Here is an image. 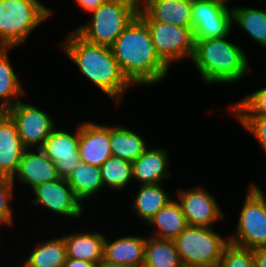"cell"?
Segmentation results:
<instances>
[{"mask_svg": "<svg viewBox=\"0 0 266 267\" xmlns=\"http://www.w3.org/2000/svg\"><path fill=\"white\" fill-rule=\"evenodd\" d=\"M114 58L133 85H155L170 68L157 55L146 23L137 15L111 46Z\"/></svg>", "mask_w": 266, "mask_h": 267, "instance_id": "cell-1", "label": "cell"}, {"mask_svg": "<svg viewBox=\"0 0 266 267\" xmlns=\"http://www.w3.org/2000/svg\"><path fill=\"white\" fill-rule=\"evenodd\" d=\"M60 44L59 48L76 64L81 74L115 103L120 104L129 88L134 87L123 75L111 47L91 44L73 30Z\"/></svg>", "mask_w": 266, "mask_h": 267, "instance_id": "cell-2", "label": "cell"}, {"mask_svg": "<svg viewBox=\"0 0 266 267\" xmlns=\"http://www.w3.org/2000/svg\"><path fill=\"white\" fill-rule=\"evenodd\" d=\"M228 37L194 39L191 62L207 85H232L248 72L250 64L244 47L230 42Z\"/></svg>", "mask_w": 266, "mask_h": 267, "instance_id": "cell-3", "label": "cell"}, {"mask_svg": "<svg viewBox=\"0 0 266 267\" xmlns=\"http://www.w3.org/2000/svg\"><path fill=\"white\" fill-rule=\"evenodd\" d=\"M138 11L139 0H106L73 31L91 44L111 47Z\"/></svg>", "mask_w": 266, "mask_h": 267, "instance_id": "cell-4", "label": "cell"}, {"mask_svg": "<svg viewBox=\"0 0 266 267\" xmlns=\"http://www.w3.org/2000/svg\"><path fill=\"white\" fill-rule=\"evenodd\" d=\"M53 12L39 0H0V47L22 45Z\"/></svg>", "mask_w": 266, "mask_h": 267, "instance_id": "cell-5", "label": "cell"}, {"mask_svg": "<svg viewBox=\"0 0 266 267\" xmlns=\"http://www.w3.org/2000/svg\"><path fill=\"white\" fill-rule=\"evenodd\" d=\"M173 241L183 267H218L229 244L214 227L189 225Z\"/></svg>", "mask_w": 266, "mask_h": 267, "instance_id": "cell-6", "label": "cell"}, {"mask_svg": "<svg viewBox=\"0 0 266 267\" xmlns=\"http://www.w3.org/2000/svg\"><path fill=\"white\" fill-rule=\"evenodd\" d=\"M252 182L246 190L235 233L229 243L248 249L266 246V194Z\"/></svg>", "mask_w": 266, "mask_h": 267, "instance_id": "cell-7", "label": "cell"}, {"mask_svg": "<svg viewBox=\"0 0 266 267\" xmlns=\"http://www.w3.org/2000/svg\"><path fill=\"white\" fill-rule=\"evenodd\" d=\"M151 36L155 51L170 68L180 60L192 59L194 38L190 28L160 23L155 20H143ZM185 57V58H184Z\"/></svg>", "mask_w": 266, "mask_h": 267, "instance_id": "cell-8", "label": "cell"}, {"mask_svg": "<svg viewBox=\"0 0 266 267\" xmlns=\"http://www.w3.org/2000/svg\"><path fill=\"white\" fill-rule=\"evenodd\" d=\"M224 0H192L194 39L222 38L231 35L232 10Z\"/></svg>", "mask_w": 266, "mask_h": 267, "instance_id": "cell-9", "label": "cell"}, {"mask_svg": "<svg viewBox=\"0 0 266 267\" xmlns=\"http://www.w3.org/2000/svg\"><path fill=\"white\" fill-rule=\"evenodd\" d=\"M6 113L15 122L20 140L26 149H40L57 125L46 111L21 100Z\"/></svg>", "mask_w": 266, "mask_h": 267, "instance_id": "cell-10", "label": "cell"}, {"mask_svg": "<svg viewBox=\"0 0 266 267\" xmlns=\"http://www.w3.org/2000/svg\"><path fill=\"white\" fill-rule=\"evenodd\" d=\"M32 192L35 197L31 202L35 206L42 205L55 215L73 219L82 217L84 213V204L75 196L67 179L59 178L43 183L35 187Z\"/></svg>", "mask_w": 266, "mask_h": 267, "instance_id": "cell-11", "label": "cell"}, {"mask_svg": "<svg viewBox=\"0 0 266 267\" xmlns=\"http://www.w3.org/2000/svg\"><path fill=\"white\" fill-rule=\"evenodd\" d=\"M178 196V203L189 226L214 227L213 224L224 217L221 206L204 186L178 189Z\"/></svg>", "mask_w": 266, "mask_h": 267, "instance_id": "cell-12", "label": "cell"}, {"mask_svg": "<svg viewBox=\"0 0 266 267\" xmlns=\"http://www.w3.org/2000/svg\"><path fill=\"white\" fill-rule=\"evenodd\" d=\"M79 139L80 124L74 133L56 126L40 148L55 163L60 178L67 179L81 163Z\"/></svg>", "mask_w": 266, "mask_h": 267, "instance_id": "cell-13", "label": "cell"}, {"mask_svg": "<svg viewBox=\"0 0 266 267\" xmlns=\"http://www.w3.org/2000/svg\"><path fill=\"white\" fill-rule=\"evenodd\" d=\"M191 11L192 0H139L138 16L192 30Z\"/></svg>", "mask_w": 266, "mask_h": 267, "instance_id": "cell-14", "label": "cell"}, {"mask_svg": "<svg viewBox=\"0 0 266 267\" xmlns=\"http://www.w3.org/2000/svg\"><path fill=\"white\" fill-rule=\"evenodd\" d=\"M79 155L81 162L96 167L112 156L109 140V124L92 121L80 123Z\"/></svg>", "mask_w": 266, "mask_h": 267, "instance_id": "cell-15", "label": "cell"}, {"mask_svg": "<svg viewBox=\"0 0 266 267\" xmlns=\"http://www.w3.org/2000/svg\"><path fill=\"white\" fill-rule=\"evenodd\" d=\"M16 178L33 190L43 183L59 179L55 163L40 149H26L19 162L16 174L11 179L13 184Z\"/></svg>", "mask_w": 266, "mask_h": 267, "instance_id": "cell-16", "label": "cell"}, {"mask_svg": "<svg viewBox=\"0 0 266 267\" xmlns=\"http://www.w3.org/2000/svg\"><path fill=\"white\" fill-rule=\"evenodd\" d=\"M25 150L15 122L6 112H0V176L13 178Z\"/></svg>", "mask_w": 266, "mask_h": 267, "instance_id": "cell-17", "label": "cell"}, {"mask_svg": "<svg viewBox=\"0 0 266 267\" xmlns=\"http://www.w3.org/2000/svg\"><path fill=\"white\" fill-rule=\"evenodd\" d=\"M149 148L132 162L133 180L140 185L159 184L170 177L169 154L167 148ZM149 148V149H148Z\"/></svg>", "mask_w": 266, "mask_h": 267, "instance_id": "cell-18", "label": "cell"}, {"mask_svg": "<svg viewBox=\"0 0 266 267\" xmlns=\"http://www.w3.org/2000/svg\"><path fill=\"white\" fill-rule=\"evenodd\" d=\"M146 237L126 235L110 242L105 237L103 259L129 267H143Z\"/></svg>", "mask_w": 266, "mask_h": 267, "instance_id": "cell-19", "label": "cell"}, {"mask_svg": "<svg viewBox=\"0 0 266 267\" xmlns=\"http://www.w3.org/2000/svg\"><path fill=\"white\" fill-rule=\"evenodd\" d=\"M67 258L85 260L97 264L103 259L105 235L99 232L79 231L63 236Z\"/></svg>", "mask_w": 266, "mask_h": 267, "instance_id": "cell-20", "label": "cell"}, {"mask_svg": "<svg viewBox=\"0 0 266 267\" xmlns=\"http://www.w3.org/2000/svg\"><path fill=\"white\" fill-rule=\"evenodd\" d=\"M155 228L149 236L158 239L174 240L187 226V220L178 201L172 199L147 222Z\"/></svg>", "mask_w": 266, "mask_h": 267, "instance_id": "cell-21", "label": "cell"}, {"mask_svg": "<svg viewBox=\"0 0 266 267\" xmlns=\"http://www.w3.org/2000/svg\"><path fill=\"white\" fill-rule=\"evenodd\" d=\"M11 49L13 47H0V112H6L20 101L19 97L28 96L9 60Z\"/></svg>", "mask_w": 266, "mask_h": 267, "instance_id": "cell-22", "label": "cell"}, {"mask_svg": "<svg viewBox=\"0 0 266 267\" xmlns=\"http://www.w3.org/2000/svg\"><path fill=\"white\" fill-rule=\"evenodd\" d=\"M109 140L112 156L134 162L147 148L146 140L125 126L109 125Z\"/></svg>", "mask_w": 266, "mask_h": 267, "instance_id": "cell-23", "label": "cell"}, {"mask_svg": "<svg viewBox=\"0 0 266 267\" xmlns=\"http://www.w3.org/2000/svg\"><path fill=\"white\" fill-rule=\"evenodd\" d=\"M66 259L67 248L62 235L39 241L21 267H64Z\"/></svg>", "mask_w": 266, "mask_h": 267, "instance_id": "cell-24", "label": "cell"}, {"mask_svg": "<svg viewBox=\"0 0 266 267\" xmlns=\"http://www.w3.org/2000/svg\"><path fill=\"white\" fill-rule=\"evenodd\" d=\"M139 187L131 205L132 211L147 223L172 198L162 188L161 183L140 185Z\"/></svg>", "mask_w": 266, "mask_h": 267, "instance_id": "cell-25", "label": "cell"}, {"mask_svg": "<svg viewBox=\"0 0 266 267\" xmlns=\"http://www.w3.org/2000/svg\"><path fill=\"white\" fill-rule=\"evenodd\" d=\"M231 10L232 25L239 26L251 40L266 50V9L233 6Z\"/></svg>", "mask_w": 266, "mask_h": 267, "instance_id": "cell-26", "label": "cell"}, {"mask_svg": "<svg viewBox=\"0 0 266 267\" xmlns=\"http://www.w3.org/2000/svg\"><path fill=\"white\" fill-rule=\"evenodd\" d=\"M67 181L75 196L83 203L104 188L100 167L83 162L67 177Z\"/></svg>", "mask_w": 266, "mask_h": 267, "instance_id": "cell-27", "label": "cell"}, {"mask_svg": "<svg viewBox=\"0 0 266 267\" xmlns=\"http://www.w3.org/2000/svg\"><path fill=\"white\" fill-rule=\"evenodd\" d=\"M143 267H183L174 241L148 236Z\"/></svg>", "mask_w": 266, "mask_h": 267, "instance_id": "cell-28", "label": "cell"}, {"mask_svg": "<svg viewBox=\"0 0 266 267\" xmlns=\"http://www.w3.org/2000/svg\"><path fill=\"white\" fill-rule=\"evenodd\" d=\"M103 187L119 191L133 180L132 162L111 156L100 167Z\"/></svg>", "mask_w": 266, "mask_h": 267, "instance_id": "cell-29", "label": "cell"}, {"mask_svg": "<svg viewBox=\"0 0 266 267\" xmlns=\"http://www.w3.org/2000/svg\"><path fill=\"white\" fill-rule=\"evenodd\" d=\"M228 108L234 116H266V87L246 95Z\"/></svg>", "mask_w": 266, "mask_h": 267, "instance_id": "cell-30", "label": "cell"}, {"mask_svg": "<svg viewBox=\"0 0 266 267\" xmlns=\"http://www.w3.org/2000/svg\"><path fill=\"white\" fill-rule=\"evenodd\" d=\"M218 267H255L253 252L229 243L223 250Z\"/></svg>", "mask_w": 266, "mask_h": 267, "instance_id": "cell-31", "label": "cell"}, {"mask_svg": "<svg viewBox=\"0 0 266 267\" xmlns=\"http://www.w3.org/2000/svg\"><path fill=\"white\" fill-rule=\"evenodd\" d=\"M15 184L10 178L0 176V221L11 226L14 223L12 200L14 198Z\"/></svg>", "mask_w": 266, "mask_h": 267, "instance_id": "cell-32", "label": "cell"}, {"mask_svg": "<svg viewBox=\"0 0 266 267\" xmlns=\"http://www.w3.org/2000/svg\"><path fill=\"white\" fill-rule=\"evenodd\" d=\"M245 131L254 136L266 154V116H234Z\"/></svg>", "mask_w": 266, "mask_h": 267, "instance_id": "cell-33", "label": "cell"}, {"mask_svg": "<svg viewBox=\"0 0 266 267\" xmlns=\"http://www.w3.org/2000/svg\"><path fill=\"white\" fill-rule=\"evenodd\" d=\"M76 5H79L81 9L87 11L88 14L94 10H96L101 4H103L106 0H75Z\"/></svg>", "mask_w": 266, "mask_h": 267, "instance_id": "cell-34", "label": "cell"}, {"mask_svg": "<svg viewBox=\"0 0 266 267\" xmlns=\"http://www.w3.org/2000/svg\"><path fill=\"white\" fill-rule=\"evenodd\" d=\"M255 267H266V246L258 247L252 250Z\"/></svg>", "mask_w": 266, "mask_h": 267, "instance_id": "cell-35", "label": "cell"}, {"mask_svg": "<svg viewBox=\"0 0 266 267\" xmlns=\"http://www.w3.org/2000/svg\"><path fill=\"white\" fill-rule=\"evenodd\" d=\"M95 266H96L95 263L72 258H67L66 262L64 263V267H95Z\"/></svg>", "mask_w": 266, "mask_h": 267, "instance_id": "cell-36", "label": "cell"}, {"mask_svg": "<svg viewBox=\"0 0 266 267\" xmlns=\"http://www.w3.org/2000/svg\"><path fill=\"white\" fill-rule=\"evenodd\" d=\"M95 267H129L123 264H118V263H113V262H108L104 259L99 261Z\"/></svg>", "mask_w": 266, "mask_h": 267, "instance_id": "cell-37", "label": "cell"}]
</instances>
